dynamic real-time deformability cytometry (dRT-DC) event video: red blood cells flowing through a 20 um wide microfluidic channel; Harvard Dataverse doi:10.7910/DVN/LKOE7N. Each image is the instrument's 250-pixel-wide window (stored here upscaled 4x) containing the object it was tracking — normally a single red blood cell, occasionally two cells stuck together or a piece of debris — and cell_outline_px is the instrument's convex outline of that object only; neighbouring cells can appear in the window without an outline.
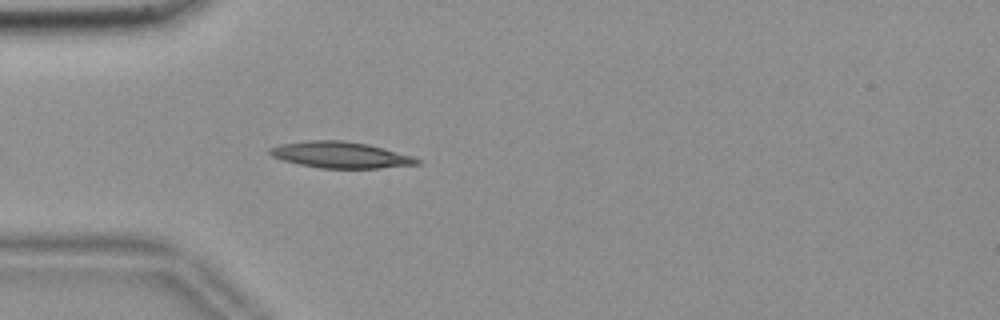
{"species": "common noctule bat (a hibernating species)", "species_latin": "Nyctalus noctula", "temperature_condition": "room temperature", "stored_images_in_passage": 40, "camera_frame_rate_fps": 3000, "um_per_image_px": 0.085, "animal": {"sex": "female", "body_mass_g": 18.4}, "frame": {"image": 1, "passage_image": 1, "time_ms": 0.0, "image_size_px": [1000, 320], "cell_outline_px": [[420, 164], [380, 168], [320, 168], [300, 164], [284, 160], [272, 156], [268, 152], [268, 148], [280, 144], [308, 140], [344, 140], [368, 144], [384, 148], [412, 156], [420, 160]], "centroid_in_image_um": [28.94, 13.16], "position_along_channel_um": 56.1, "area_um2": 22.48}}
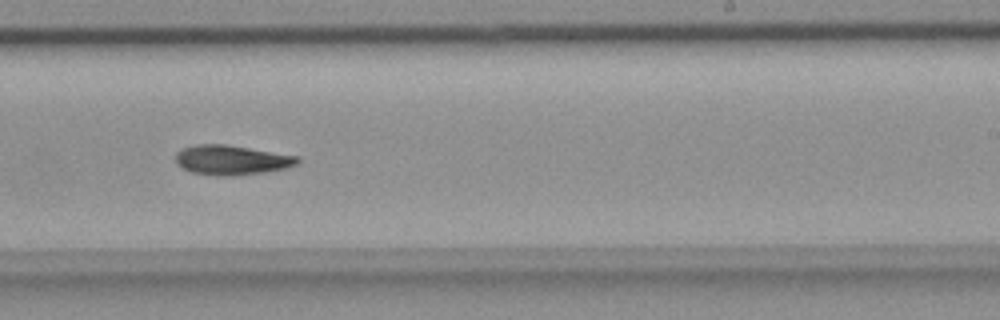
{"frame": {"image": 2, "passage_image": 19, "time_ms": 6.0, "image_size_px": [1000, 320], "cell_outline_px": [[300, 160], [296, 164], [284, 168], [264, 172], [224, 176], [192, 172], [176, 164], [176, 152], [180, 148], [196, 144], [224, 144], [300, 156]], "centroid_in_image_um": [19.66, 13.58], "position_along_channel_um": 269.3, "area_um2": 20.87}}
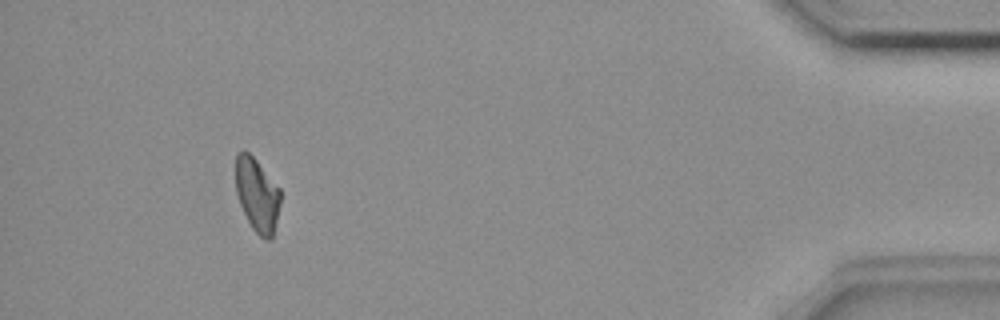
{"frame": {"image": 3, "passage_image": 36, "time_ms": 11.667, "image_size_px": [1000, 320], "cell_outline_px": [[280, 204], [272, 236], [268, 240], [260, 236], [252, 228], [240, 204], [236, 192], [236, 152], [244, 148], [256, 160], [280, 188]], "centroid_in_image_um": [21.84, 16.51], "position_along_channel_um": 413.4, "area_um2": 19.02}, "authors_computed_cell_mechanics": {"area_um2": 20.4901, "velocity_mm_per_s": 3.6571, "shape_relaxation_time_tau1_ms": 6.5966, "shape_relaxation_time_tau2_ms": null, "deformation_change_tau1": 0.147, "deformation_change_tau2": null}}